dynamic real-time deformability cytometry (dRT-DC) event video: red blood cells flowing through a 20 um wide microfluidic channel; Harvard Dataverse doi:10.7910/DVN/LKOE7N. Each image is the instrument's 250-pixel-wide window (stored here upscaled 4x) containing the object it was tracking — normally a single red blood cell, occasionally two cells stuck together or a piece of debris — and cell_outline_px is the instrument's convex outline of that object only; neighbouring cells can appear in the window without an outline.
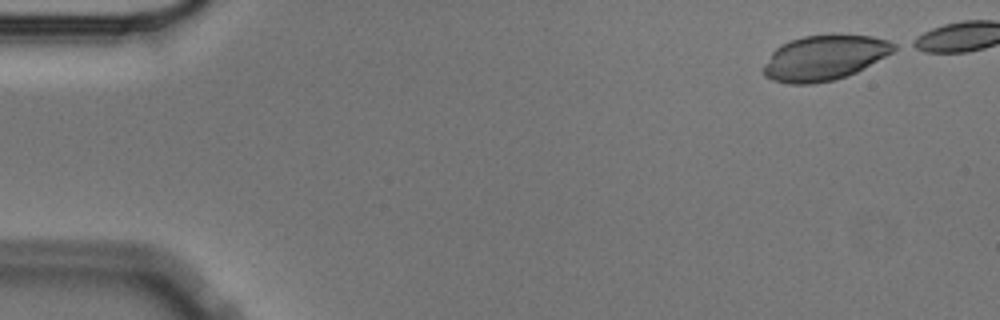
{"species": "Egyptian fruit bat (a non-hibernating species)", "species_latin": "Rousettus aegyptiacus", "temperature_condition": "cold", "stored_images_in_passage": 46, "camera_frame_rate_fps": 3000, "um_per_image_px": 0.085, "animal": {"sex": "male"}, "frame": {"image": 1, "passage_image": 1, "time_ms": 0.0, "image_size_px": [1000, 320], "cell_outline_px": [[900, 48], [856, 72], [832, 80], [812, 84], [788, 84], [772, 80], [764, 76], [764, 64], [772, 52], [780, 44], [804, 36], [872, 36], [888, 40], [896, 44]], "centroid_in_image_um": [70.06, 4.93], "position_along_channel_um": 14.9, "area_um2": 33.76}}